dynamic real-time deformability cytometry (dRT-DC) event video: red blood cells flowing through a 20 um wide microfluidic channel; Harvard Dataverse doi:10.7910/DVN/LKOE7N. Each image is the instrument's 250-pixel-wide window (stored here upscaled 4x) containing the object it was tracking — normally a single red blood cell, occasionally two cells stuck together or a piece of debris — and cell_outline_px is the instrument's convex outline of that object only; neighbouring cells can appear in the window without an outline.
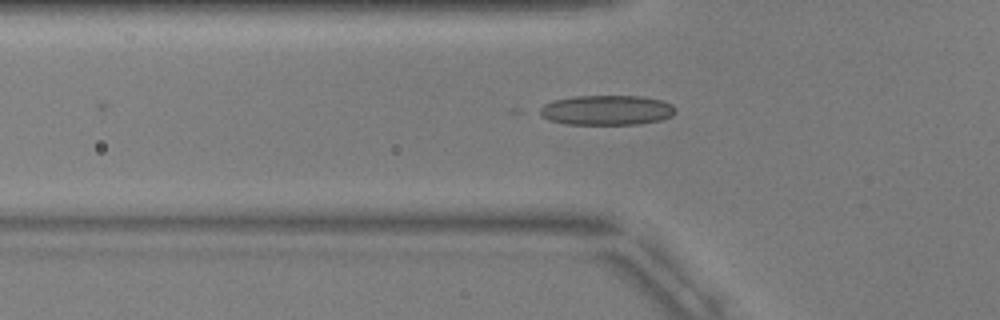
{"species": "common noctule bat (a hibernating species)", "species_latin": "Nyctalus noctula", "temperature_condition": "warm", "stored_images_in_passage": 5, "camera_frame_rate_fps": 3000, "um_per_image_px": 0.085, "animal": {"sex": "male", "body_mass_g": 17.9, "forearm_length_mm": 54.2}, "frame": {"image": 1, "passage_image": 5, "time_ms": 5.667, "image_size_px": [1000, 320], "cell_outline_px": [[676, 112], [672, 116], [660, 120], [636, 124], [568, 124], [552, 120], [536, 112], [536, 108], [552, 100], [572, 96], [640, 96], [660, 100], [672, 104], [676, 108]], "centroid_in_image_um": [51.55, 9.35], "position_along_channel_um": 74.3, "area_um2": 23.7}}